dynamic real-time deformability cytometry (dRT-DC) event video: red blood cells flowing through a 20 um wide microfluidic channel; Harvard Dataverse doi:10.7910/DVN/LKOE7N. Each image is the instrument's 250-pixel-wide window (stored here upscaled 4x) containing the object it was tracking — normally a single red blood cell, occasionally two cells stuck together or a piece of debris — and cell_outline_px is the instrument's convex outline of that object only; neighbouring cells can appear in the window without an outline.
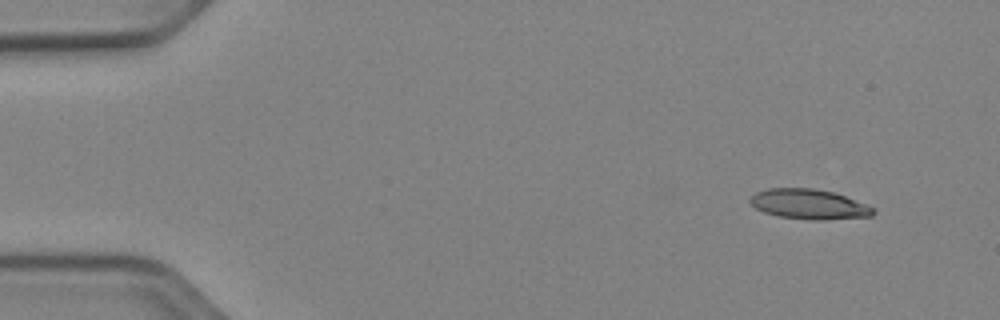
{"species": "Egyptian fruit bat (a non-hibernating species)", "species_latin": "Rousettus aegyptiacus", "temperature_condition": "cold", "stored_images_in_passage": 48, "camera_frame_rate_fps": 3000, "um_per_image_px": 0.085, "animal": {"sex": "female"}, "frame": {"image": 1, "passage_image": 1, "time_ms": 0.0, "image_size_px": [1000, 320], "cell_outline_px": [[876, 212], [872, 216], [824, 220], [812, 220], [780, 216], [764, 212], [756, 208], [748, 200], [756, 192], [768, 188], [812, 188], [832, 192], [844, 196], [876, 208]], "centroid_in_image_um": [68.78, 17.36], "position_along_channel_um": 16.2, "area_um2": 21.39}}
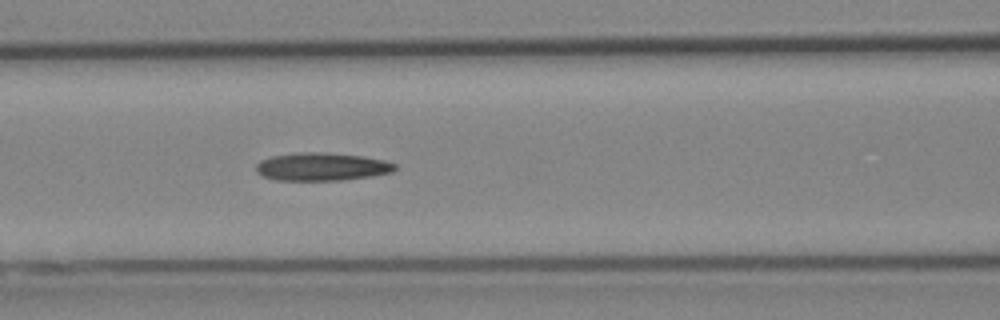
{"frame": {"image": 2, "passage_image": 19, "time_ms": 6.0, "image_size_px": [1000, 320], "cell_outline_px": [[396, 168], [392, 172], [372, 176], [340, 180], [276, 180], [264, 176], [256, 172], [256, 164], [260, 160], [272, 156], [296, 152], [324, 152], [364, 156], [384, 160], [396, 164]], "centroid_in_image_um": [27.34, 14.16], "position_along_channel_um": 139.3, "area_um2": 22.72}}
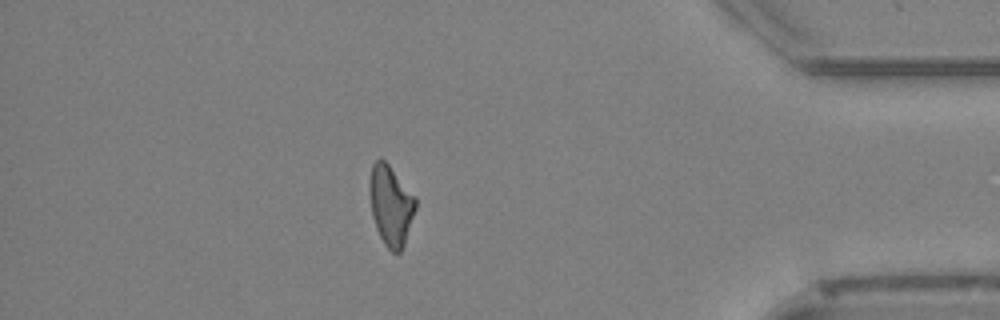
{"frame": {"image": 3, "passage_image": 42, "time_ms": 13.667, "image_size_px": [1000, 320], "cell_outline_px": [[416, 208], [404, 244], [400, 252], [392, 252], [384, 244], [376, 228], [372, 216], [368, 188], [368, 184], [372, 164], [376, 160], [384, 160], [388, 164], [416, 196]], "centroid_in_image_um": [33.2, 17.44], "position_along_channel_um": 402.0, "area_um2": 21.5}, "authors_computed_cell_mechanics": {"area_um2": 21.7617, "velocity_mm_per_s": 3.9204, "shape_relaxation_time_tau1_ms": null, "shape_relaxation_time_tau2_ms": 9.4429, "deformation_change_tau1": null, "deformation_change_tau2": 0.2539}}